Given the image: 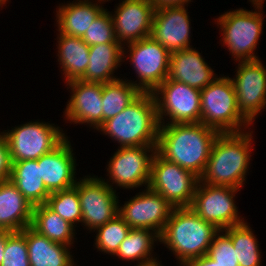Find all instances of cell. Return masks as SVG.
I'll return each instance as SVG.
<instances>
[{
	"mask_svg": "<svg viewBox=\"0 0 266 266\" xmlns=\"http://www.w3.org/2000/svg\"><path fill=\"white\" fill-rule=\"evenodd\" d=\"M238 191V188L201 184L199 181L190 208L204 221L224 230L244 222L233 200Z\"/></svg>",
	"mask_w": 266,
	"mask_h": 266,
	"instance_id": "11",
	"label": "cell"
},
{
	"mask_svg": "<svg viewBox=\"0 0 266 266\" xmlns=\"http://www.w3.org/2000/svg\"><path fill=\"white\" fill-rule=\"evenodd\" d=\"M76 182L82 218L81 223L87 229L94 230L113 219L119 213L116 190L109 181L98 177H88Z\"/></svg>",
	"mask_w": 266,
	"mask_h": 266,
	"instance_id": "10",
	"label": "cell"
},
{
	"mask_svg": "<svg viewBox=\"0 0 266 266\" xmlns=\"http://www.w3.org/2000/svg\"><path fill=\"white\" fill-rule=\"evenodd\" d=\"M236 78H231L239 112L251 124L266 107V68L260 61H239Z\"/></svg>",
	"mask_w": 266,
	"mask_h": 266,
	"instance_id": "15",
	"label": "cell"
},
{
	"mask_svg": "<svg viewBox=\"0 0 266 266\" xmlns=\"http://www.w3.org/2000/svg\"><path fill=\"white\" fill-rule=\"evenodd\" d=\"M159 125L153 94L142 92L97 130L116 140L120 147L157 146Z\"/></svg>",
	"mask_w": 266,
	"mask_h": 266,
	"instance_id": "3",
	"label": "cell"
},
{
	"mask_svg": "<svg viewBox=\"0 0 266 266\" xmlns=\"http://www.w3.org/2000/svg\"><path fill=\"white\" fill-rule=\"evenodd\" d=\"M200 178L157 152L151 163L148 188L161 194L174 207H190Z\"/></svg>",
	"mask_w": 266,
	"mask_h": 266,
	"instance_id": "7",
	"label": "cell"
},
{
	"mask_svg": "<svg viewBox=\"0 0 266 266\" xmlns=\"http://www.w3.org/2000/svg\"><path fill=\"white\" fill-rule=\"evenodd\" d=\"M190 20L185 6H164L154 11L151 35L170 53L191 48Z\"/></svg>",
	"mask_w": 266,
	"mask_h": 266,
	"instance_id": "17",
	"label": "cell"
},
{
	"mask_svg": "<svg viewBox=\"0 0 266 266\" xmlns=\"http://www.w3.org/2000/svg\"><path fill=\"white\" fill-rule=\"evenodd\" d=\"M152 94L160 125L164 123L163 116L169 117L170 122L166 124L200 123L201 90L182 82L166 79Z\"/></svg>",
	"mask_w": 266,
	"mask_h": 266,
	"instance_id": "8",
	"label": "cell"
},
{
	"mask_svg": "<svg viewBox=\"0 0 266 266\" xmlns=\"http://www.w3.org/2000/svg\"><path fill=\"white\" fill-rule=\"evenodd\" d=\"M71 88L64 115L70 123H87L98 129L103 124L102 83L72 80L66 82Z\"/></svg>",
	"mask_w": 266,
	"mask_h": 266,
	"instance_id": "18",
	"label": "cell"
},
{
	"mask_svg": "<svg viewBox=\"0 0 266 266\" xmlns=\"http://www.w3.org/2000/svg\"><path fill=\"white\" fill-rule=\"evenodd\" d=\"M155 153L156 146L119 147L108 162L107 170L112 184L124 189L137 188L144 184L148 187Z\"/></svg>",
	"mask_w": 266,
	"mask_h": 266,
	"instance_id": "14",
	"label": "cell"
},
{
	"mask_svg": "<svg viewBox=\"0 0 266 266\" xmlns=\"http://www.w3.org/2000/svg\"><path fill=\"white\" fill-rule=\"evenodd\" d=\"M20 232L26 237L30 266H75L69 246L51 241L31 227Z\"/></svg>",
	"mask_w": 266,
	"mask_h": 266,
	"instance_id": "23",
	"label": "cell"
},
{
	"mask_svg": "<svg viewBox=\"0 0 266 266\" xmlns=\"http://www.w3.org/2000/svg\"><path fill=\"white\" fill-rule=\"evenodd\" d=\"M95 230L97 231L95 240L96 248L101 252L115 255L131 228L118 214Z\"/></svg>",
	"mask_w": 266,
	"mask_h": 266,
	"instance_id": "31",
	"label": "cell"
},
{
	"mask_svg": "<svg viewBox=\"0 0 266 266\" xmlns=\"http://www.w3.org/2000/svg\"><path fill=\"white\" fill-rule=\"evenodd\" d=\"M81 39L88 46L119 43L115 37V30L110 12L104 9L93 21Z\"/></svg>",
	"mask_w": 266,
	"mask_h": 266,
	"instance_id": "33",
	"label": "cell"
},
{
	"mask_svg": "<svg viewBox=\"0 0 266 266\" xmlns=\"http://www.w3.org/2000/svg\"><path fill=\"white\" fill-rule=\"evenodd\" d=\"M220 230L204 221L190 207H175L160 234V242L175 254L183 266L207 254L214 236Z\"/></svg>",
	"mask_w": 266,
	"mask_h": 266,
	"instance_id": "4",
	"label": "cell"
},
{
	"mask_svg": "<svg viewBox=\"0 0 266 266\" xmlns=\"http://www.w3.org/2000/svg\"><path fill=\"white\" fill-rule=\"evenodd\" d=\"M223 232L214 236L206 255L219 266H239L231 238Z\"/></svg>",
	"mask_w": 266,
	"mask_h": 266,
	"instance_id": "35",
	"label": "cell"
},
{
	"mask_svg": "<svg viewBox=\"0 0 266 266\" xmlns=\"http://www.w3.org/2000/svg\"><path fill=\"white\" fill-rule=\"evenodd\" d=\"M12 162L4 132L0 133V181L10 179Z\"/></svg>",
	"mask_w": 266,
	"mask_h": 266,
	"instance_id": "36",
	"label": "cell"
},
{
	"mask_svg": "<svg viewBox=\"0 0 266 266\" xmlns=\"http://www.w3.org/2000/svg\"><path fill=\"white\" fill-rule=\"evenodd\" d=\"M252 132L219 133L200 182L238 189L243 187L250 163Z\"/></svg>",
	"mask_w": 266,
	"mask_h": 266,
	"instance_id": "2",
	"label": "cell"
},
{
	"mask_svg": "<svg viewBox=\"0 0 266 266\" xmlns=\"http://www.w3.org/2000/svg\"><path fill=\"white\" fill-rule=\"evenodd\" d=\"M30 227L51 241L64 244L69 248L73 244L75 226L61 218L46 203L33 207Z\"/></svg>",
	"mask_w": 266,
	"mask_h": 266,
	"instance_id": "27",
	"label": "cell"
},
{
	"mask_svg": "<svg viewBox=\"0 0 266 266\" xmlns=\"http://www.w3.org/2000/svg\"><path fill=\"white\" fill-rule=\"evenodd\" d=\"M129 58L141 92H153L168 76L171 53L152 37L128 43Z\"/></svg>",
	"mask_w": 266,
	"mask_h": 266,
	"instance_id": "12",
	"label": "cell"
},
{
	"mask_svg": "<svg viewBox=\"0 0 266 266\" xmlns=\"http://www.w3.org/2000/svg\"><path fill=\"white\" fill-rule=\"evenodd\" d=\"M61 131L59 127L38 120L4 132L11 162L37 160L51 152L66 138Z\"/></svg>",
	"mask_w": 266,
	"mask_h": 266,
	"instance_id": "9",
	"label": "cell"
},
{
	"mask_svg": "<svg viewBox=\"0 0 266 266\" xmlns=\"http://www.w3.org/2000/svg\"><path fill=\"white\" fill-rule=\"evenodd\" d=\"M8 0H0V7H2L3 4H5V2H7Z\"/></svg>",
	"mask_w": 266,
	"mask_h": 266,
	"instance_id": "41",
	"label": "cell"
},
{
	"mask_svg": "<svg viewBox=\"0 0 266 266\" xmlns=\"http://www.w3.org/2000/svg\"><path fill=\"white\" fill-rule=\"evenodd\" d=\"M11 231H0V266L4 259V250L6 247V238L11 234Z\"/></svg>",
	"mask_w": 266,
	"mask_h": 266,
	"instance_id": "39",
	"label": "cell"
},
{
	"mask_svg": "<svg viewBox=\"0 0 266 266\" xmlns=\"http://www.w3.org/2000/svg\"><path fill=\"white\" fill-rule=\"evenodd\" d=\"M124 46L120 43H105L89 47V63L80 80L94 83H109L120 78L113 72L125 57Z\"/></svg>",
	"mask_w": 266,
	"mask_h": 266,
	"instance_id": "22",
	"label": "cell"
},
{
	"mask_svg": "<svg viewBox=\"0 0 266 266\" xmlns=\"http://www.w3.org/2000/svg\"><path fill=\"white\" fill-rule=\"evenodd\" d=\"M9 180L33 206L46 203L51 195L43 183L37 160L13 162Z\"/></svg>",
	"mask_w": 266,
	"mask_h": 266,
	"instance_id": "25",
	"label": "cell"
},
{
	"mask_svg": "<svg viewBox=\"0 0 266 266\" xmlns=\"http://www.w3.org/2000/svg\"><path fill=\"white\" fill-rule=\"evenodd\" d=\"M1 266H30L26 237L21 232H12L6 238Z\"/></svg>",
	"mask_w": 266,
	"mask_h": 266,
	"instance_id": "34",
	"label": "cell"
},
{
	"mask_svg": "<svg viewBox=\"0 0 266 266\" xmlns=\"http://www.w3.org/2000/svg\"><path fill=\"white\" fill-rule=\"evenodd\" d=\"M163 124L159 125L156 152L200 178L219 132L202 123Z\"/></svg>",
	"mask_w": 266,
	"mask_h": 266,
	"instance_id": "1",
	"label": "cell"
},
{
	"mask_svg": "<svg viewBox=\"0 0 266 266\" xmlns=\"http://www.w3.org/2000/svg\"><path fill=\"white\" fill-rule=\"evenodd\" d=\"M46 204L71 225L81 222L80 199L75 187L51 193Z\"/></svg>",
	"mask_w": 266,
	"mask_h": 266,
	"instance_id": "32",
	"label": "cell"
},
{
	"mask_svg": "<svg viewBox=\"0 0 266 266\" xmlns=\"http://www.w3.org/2000/svg\"><path fill=\"white\" fill-rule=\"evenodd\" d=\"M137 84L122 79L103 84V123L123 111L142 93Z\"/></svg>",
	"mask_w": 266,
	"mask_h": 266,
	"instance_id": "29",
	"label": "cell"
},
{
	"mask_svg": "<svg viewBox=\"0 0 266 266\" xmlns=\"http://www.w3.org/2000/svg\"><path fill=\"white\" fill-rule=\"evenodd\" d=\"M247 222L224 229L231 238L239 266H261L259 244Z\"/></svg>",
	"mask_w": 266,
	"mask_h": 266,
	"instance_id": "30",
	"label": "cell"
},
{
	"mask_svg": "<svg viewBox=\"0 0 266 266\" xmlns=\"http://www.w3.org/2000/svg\"><path fill=\"white\" fill-rule=\"evenodd\" d=\"M249 1H251L253 3V6L255 8H261L262 9L263 3H264L263 1L264 0H249Z\"/></svg>",
	"mask_w": 266,
	"mask_h": 266,
	"instance_id": "40",
	"label": "cell"
},
{
	"mask_svg": "<svg viewBox=\"0 0 266 266\" xmlns=\"http://www.w3.org/2000/svg\"><path fill=\"white\" fill-rule=\"evenodd\" d=\"M58 61L62 65L66 82L80 79L89 63V47L80 37L59 32Z\"/></svg>",
	"mask_w": 266,
	"mask_h": 266,
	"instance_id": "26",
	"label": "cell"
},
{
	"mask_svg": "<svg viewBox=\"0 0 266 266\" xmlns=\"http://www.w3.org/2000/svg\"><path fill=\"white\" fill-rule=\"evenodd\" d=\"M69 141L65 138L51 152L37 159L41 178L50 193L66 190L76 185V159Z\"/></svg>",
	"mask_w": 266,
	"mask_h": 266,
	"instance_id": "19",
	"label": "cell"
},
{
	"mask_svg": "<svg viewBox=\"0 0 266 266\" xmlns=\"http://www.w3.org/2000/svg\"><path fill=\"white\" fill-rule=\"evenodd\" d=\"M159 235L150 229H131L125 240L120 244L114 256L122 260L140 261L137 266L159 265L156 258L151 255L155 241Z\"/></svg>",
	"mask_w": 266,
	"mask_h": 266,
	"instance_id": "28",
	"label": "cell"
},
{
	"mask_svg": "<svg viewBox=\"0 0 266 266\" xmlns=\"http://www.w3.org/2000/svg\"><path fill=\"white\" fill-rule=\"evenodd\" d=\"M256 11L236 9L226 12L217 19L221 32L223 31V44L237 61H254L258 56L254 55L259 37L262 33L261 8ZM258 11V12H257Z\"/></svg>",
	"mask_w": 266,
	"mask_h": 266,
	"instance_id": "6",
	"label": "cell"
},
{
	"mask_svg": "<svg viewBox=\"0 0 266 266\" xmlns=\"http://www.w3.org/2000/svg\"><path fill=\"white\" fill-rule=\"evenodd\" d=\"M77 1L60 6L56 11V20L60 33L82 38L104 8L89 0Z\"/></svg>",
	"mask_w": 266,
	"mask_h": 266,
	"instance_id": "24",
	"label": "cell"
},
{
	"mask_svg": "<svg viewBox=\"0 0 266 266\" xmlns=\"http://www.w3.org/2000/svg\"><path fill=\"white\" fill-rule=\"evenodd\" d=\"M111 15L116 40L124 46L151 35L155 7L150 0H123ZM123 42V43H122Z\"/></svg>",
	"mask_w": 266,
	"mask_h": 266,
	"instance_id": "16",
	"label": "cell"
},
{
	"mask_svg": "<svg viewBox=\"0 0 266 266\" xmlns=\"http://www.w3.org/2000/svg\"><path fill=\"white\" fill-rule=\"evenodd\" d=\"M119 207L118 214L131 229H150L159 236L175 208L148 187Z\"/></svg>",
	"mask_w": 266,
	"mask_h": 266,
	"instance_id": "13",
	"label": "cell"
},
{
	"mask_svg": "<svg viewBox=\"0 0 266 266\" xmlns=\"http://www.w3.org/2000/svg\"><path fill=\"white\" fill-rule=\"evenodd\" d=\"M183 266H219L207 255L192 259L186 262Z\"/></svg>",
	"mask_w": 266,
	"mask_h": 266,
	"instance_id": "37",
	"label": "cell"
},
{
	"mask_svg": "<svg viewBox=\"0 0 266 266\" xmlns=\"http://www.w3.org/2000/svg\"><path fill=\"white\" fill-rule=\"evenodd\" d=\"M155 8L164 6H185L191 0H150Z\"/></svg>",
	"mask_w": 266,
	"mask_h": 266,
	"instance_id": "38",
	"label": "cell"
},
{
	"mask_svg": "<svg viewBox=\"0 0 266 266\" xmlns=\"http://www.w3.org/2000/svg\"><path fill=\"white\" fill-rule=\"evenodd\" d=\"M213 73L200 52L192 47L171 53L167 79L201 90L217 78Z\"/></svg>",
	"mask_w": 266,
	"mask_h": 266,
	"instance_id": "20",
	"label": "cell"
},
{
	"mask_svg": "<svg viewBox=\"0 0 266 266\" xmlns=\"http://www.w3.org/2000/svg\"><path fill=\"white\" fill-rule=\"evenodd\" d=\"M200 123L219 133H236L249 128L250 123L239 112L234 84L229 76L216 78L201 89Z\"/></svg>",
	"mask_w": 266,
	"mask_h": 266,
	"instance_id": "5",
	"label": "cell"
},
{
	"mask_svg": "<svg viewBox=\"0 0 266 266\" xmlns=\"http://www.w3.org/2000/svg\"><path fill=\"white\" fill-rule=\"evenodd\" d=\"M33 207L10 180L0 181V231L30 227Z\"/></svg>",
	"mask_w": 266,
	"mask_h": 266,
	"instance_id": "21",
	"label": "cell"
}]
</instances>
